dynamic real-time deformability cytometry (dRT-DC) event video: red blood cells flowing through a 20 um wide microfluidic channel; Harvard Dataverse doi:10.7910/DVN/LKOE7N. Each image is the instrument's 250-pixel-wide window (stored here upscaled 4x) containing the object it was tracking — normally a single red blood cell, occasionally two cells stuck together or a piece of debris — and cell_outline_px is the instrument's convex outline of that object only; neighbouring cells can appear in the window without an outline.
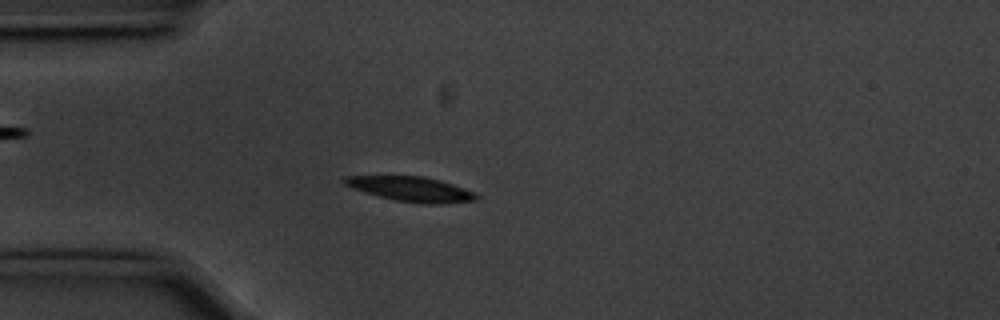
{"species": "common noctule bat (a hibernating species)", "species_latin": "Nyctalus noctula", "temperature_condition": "cold", "stored_images_in_passage": 46, "camera_frame_rate_fps": 3000, "um_per_image_px": 0.085, "animal": {"sex": "male", "body_mass_g": 20.1, "forearm_length_mm": 53.5}, "frame": {"image": 1, "passage_image": 12, "time_ms": 3.667, "image_size_px": [1000, 320], "cell_outline_px": [[480, 196], [476, 200], [436, 204], [420, 204], [392, 200], [364, 192], [352, 188], [344, 184], [340, 180], [344, 176], [424, 176], [440, 180], [476, 192]], "centroid_in_image_um": [34.92, 16.07], "position_along_channel_um": 50.1, "area_um2": 19.25}}
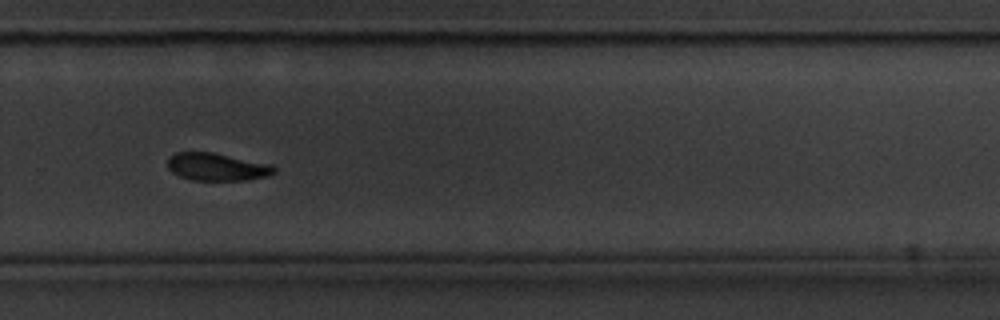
{"frame": {"image": 2, "passage_image": 35, "time_ms": 11.333, "image_size_px": [1000, 320], "cell_outline_px": [[276, 172], [268, 176], [248, 180], [192, 180], [180, 176], [172, 172], [168, 168], [168, 156], [176, 152], [212, 152], [272, 164], [276, 168]], "centroid_in_image_um": [18.46, 14.18], "position_along_channel_um": 311.3, "area_um2": 17.28}}
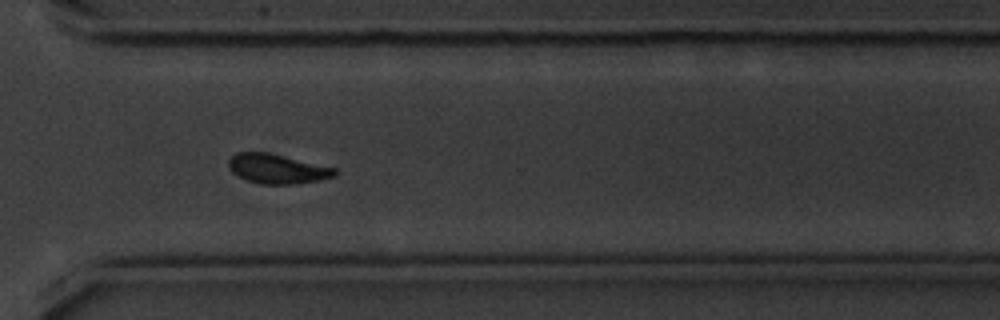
{"frame": {"image": 3, "passage_image": 38, "time_ms": 12.333, "image_size_px": [1000, 320], "cell_outline_px": [[336, 176], [320, 180], [292, 184], [264, 184], [248, 180], [232, 172], [228, 168], [228, 160], [236, 152], [268, 152], [336, 168]], "centroid_in_image_um": [23.56, 14.34], "position_along_channel_um": 347.0, "area_um2": 18.15}, "authors_computed_cell_mechanics": {"area_um2": 18.4671, "velocity_mm_per_s": 3.5471, "shape_relaxation_time_tau1_ms": 2.3682, "shape_relaxation_time_tau2_ms": 5.3168, "deformation_change_tau1": 0.1078, "deformation_change_tau2": 0.091}}